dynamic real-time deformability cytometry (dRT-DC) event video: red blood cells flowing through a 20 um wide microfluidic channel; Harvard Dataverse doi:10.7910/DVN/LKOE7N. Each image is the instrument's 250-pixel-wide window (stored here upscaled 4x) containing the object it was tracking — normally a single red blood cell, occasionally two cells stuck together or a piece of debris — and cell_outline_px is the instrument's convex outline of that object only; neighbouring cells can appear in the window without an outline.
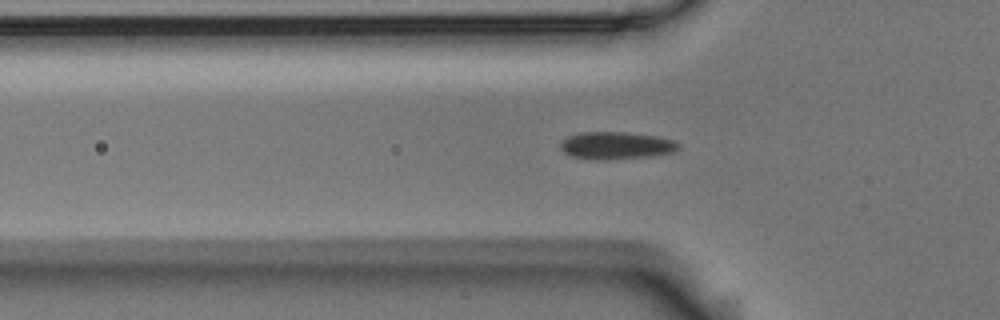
{"species": "Egyptian fruit bat (a non-hibernating species)", "species_latin": "Rousettus aegyptiacus", "temperature_condition": "room temperature", "stored_images_in_passage": 42, "camera_frame_rate_fps": 3000, "um_per_image_px": 0.085, "animal": {"sex": "male"}, "frame": {"image": 1, "passage_image": 3, "time_ms": 0.667, "image_size_px": [1000, 320], "cell_outline_px": [[680, 144], [672, 152], [648, 156], [604, 160], [596, 160], [572, 156], [564, 152], [560, 148], [560, 144], [568, 136], [580, 132], [624, 132], [656, 136], [676, 140]], "centroid_in_image_um": [52.35, 12.36], "position_along_channel_um": 73.4, "area_um2": 18.67}}
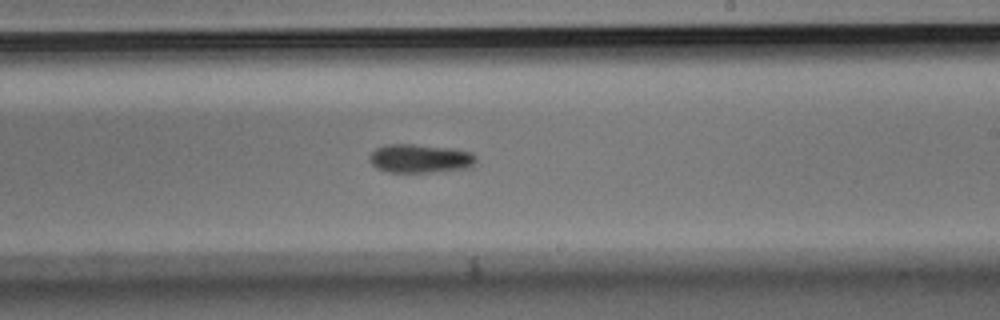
{"frame": {"image": 2, "passage_image": 18, "time_ms": 5.667, "image_size_px": [1000, 320], "cell_outline_px": [[476, 160], [472, 168], [428, 172], [388, 172], [376, 168], [368, 160], [368, 156], [376, 148], [384, 144], [412, 144], [456, 148], [472, 152], [476, 156]], "centroid_in_image_um": [35.72, 13.46], "position_along_channel_um": 253.3, "area_um2": 18.15}}
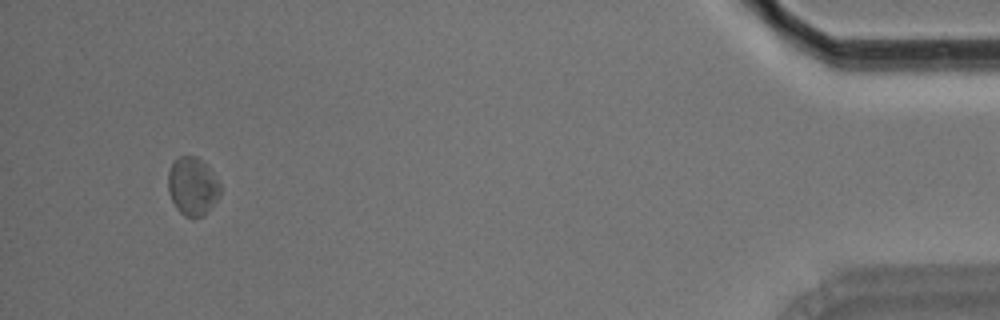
{"frame": {"image": 3, "passage_image": 38, "time_ms": 12.333, "image_size_px": [1000, 320], "cell_outline_px": [[220, 196], [212, 208], [204, 216], [192, 220], [184, 216], [176, 208], [168, 192], [168, 172], [172, 160], [180, 156], [196, 156], [208, 168], [220, 184]], "centroid_in_image_um": [16.35, 15.89], "position_along_channel_um": 418.8, "area_um2": 17.98}, "authors_computed_cell_mechanics": {"area_um2": 18.0625, "velocity_mm_per_s": 3.5888, "shape_relaxation_time_tau1_ms": 7.5439, "shape_relaxation_time_tau2_ms": null, "deformation_change_tau1": 0.091, "deformation_change_tau2": null}}